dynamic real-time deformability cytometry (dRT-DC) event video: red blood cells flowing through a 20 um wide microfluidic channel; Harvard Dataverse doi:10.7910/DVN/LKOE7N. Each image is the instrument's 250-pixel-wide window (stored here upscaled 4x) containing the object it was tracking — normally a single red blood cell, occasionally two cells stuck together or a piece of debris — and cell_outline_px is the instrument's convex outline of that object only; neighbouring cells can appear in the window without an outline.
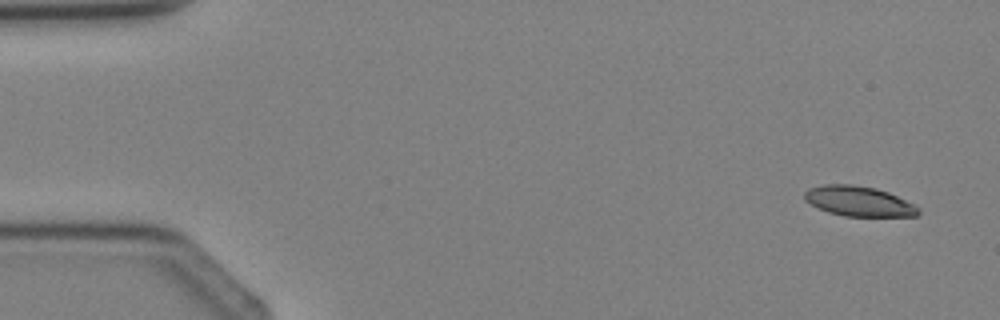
{"species": "Egyptian fruit bat (a non-hibernating species)", "species_latin": "Rousettus aegyptiacus", "temperature_condition": "cold", "stored_images_in_passage": 4, "camera_frame_rate_fps": 3000, "um_per_image_px": 0.085, "animal": {"sex": "female"}, "frame": {"image": 1, "passage_image": 1, "time_ms": 0.0, "image_size_px": [1000, 320], "cell_outline_px": [[920, 212], [916, 216], [844, 216], [828, 212], [804, 200], [804, 192], [808, 188], [824, 184], [852, 184], [876, 188], [888, 192], [916, 204], [920, 208]], "centroid_in_image_um": [73.02, 17.1], "position_along_channel_um": 12.0, "area_um2": 20.06}}
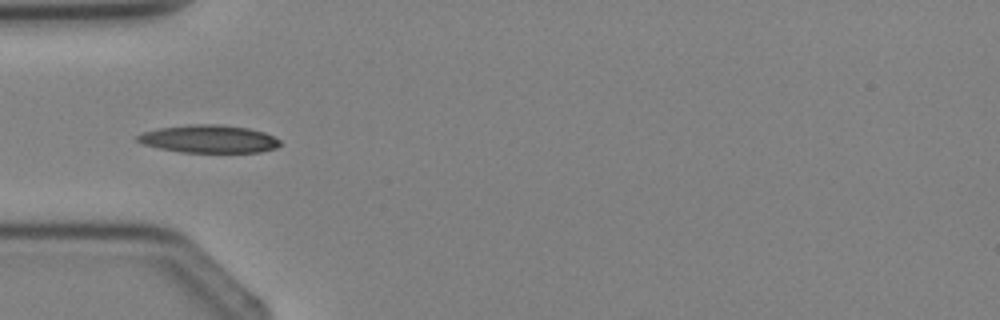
{"frame": {"image": 2, "passage_image": 4, "time_ms": 3.333, "image_size_px": [1000, 320], "cell_outline_px": [[280, 144], [276, 148], [260, 152], [180, 152], [160, 148], [144, 144], [136, 140], [136, 136], [144, 132], [160, 128], [188, 124], [216, 124], [248, 128], [264, 132], [280, 140]], "centroid_in_image_um": [17.76, 11.81], "position_along_channel_um": 67.2, "area_um2": 22.95}}